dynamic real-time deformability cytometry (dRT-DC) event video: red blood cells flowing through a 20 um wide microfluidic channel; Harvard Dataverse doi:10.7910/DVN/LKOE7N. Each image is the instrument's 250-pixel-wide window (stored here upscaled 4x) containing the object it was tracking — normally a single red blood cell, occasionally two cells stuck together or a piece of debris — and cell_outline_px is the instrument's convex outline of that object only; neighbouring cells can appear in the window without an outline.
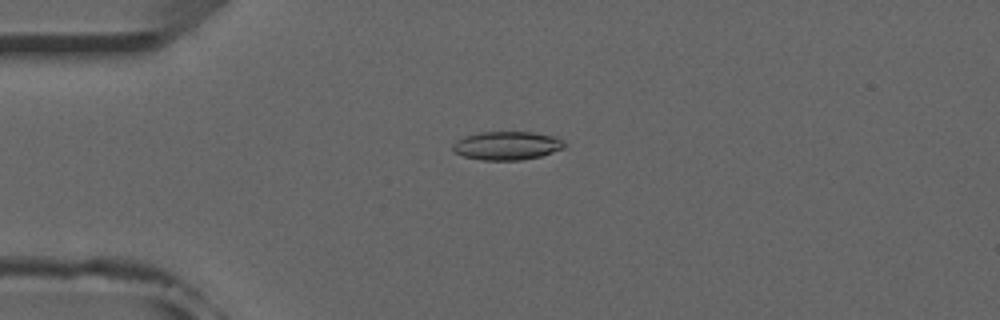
{"species": "common noctule bat (a hibernating species)", "species_latin": "Nyctalus noctula", "temperature_condition": "room temperature", "stored_images_in_passage": 46, "camera_frame_rate_fps": 3000, "um_per_image_px": 0.085, "animal": {"sex": "male", "forearm_length_mm": 52.5}, "frame": {"image": 1, "passage_image": 7, "time_ms": 2.0, "image_size_px": [1000, 320], "cell_outline_px": [[568, 144], [564, 148], [540, 156], [520, 160], [480, 160], [464, 156], [452, 152], [452, 144], [456, 140], [464, 136], [480, 132], [532, 132], [556, 136], [564, 140]], "centroid_in_image_um": [43.09, 12.37], "position_along_channel_um": 41.9, "area_um2": 18.79}}
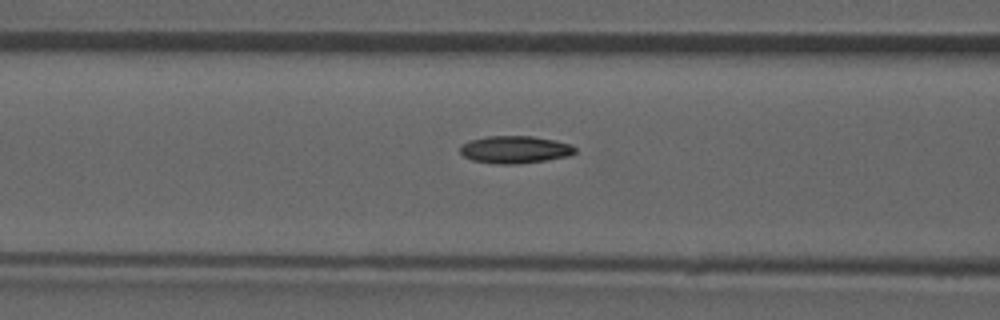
{"frame": {"image": 2, "passage_image": 15, "time_ms": 4.667, "image_size_px": [1000, 320], "cell_outline_px": [[576, 152], [568, 156], [544, 160], [516, 164], [500, 164], [472, 160], [464, 156], [460, 152], [460, 148], [464, 144], [472, 140], [488, 136], [532, 136], [556, 140], [572, 144], [576, 148]], "centroid_in_image_um": [43.81, 12.71], "position_along_channel_um": 122.8, "area_um2": 18.21}}
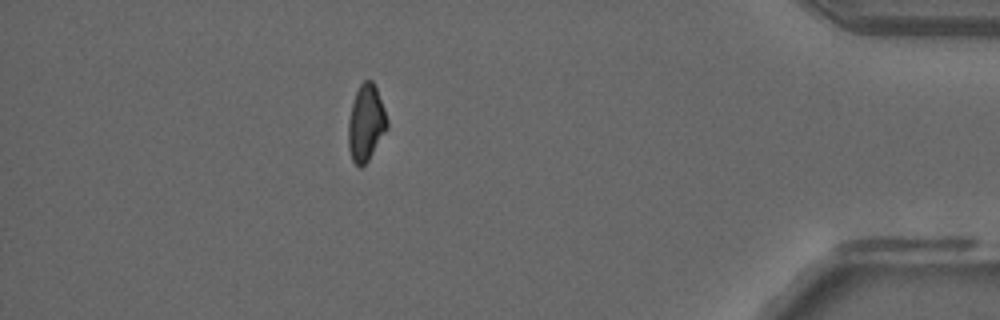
{"frame": {"image": 3, "passage_image": 40, "time_ms": 13.0, "image_size_px": [1000, 320], "cell_outline_px": [[388, 128], [368, 160], [360, 168], [352, 160], [348, 148], [348, 120], [352, 104], [356, 92], [360, 84], [364, 80], [372, 80], [376, 88], [384, 108], [388, 120]], "centroid_in_image_um": [31.1, 10.46], "position_along_channel_um": 404.1, "area_um2": 17.22}, "authors_computed_cell_mechanics": {"area_um2": 17.8313, "velocity_mm_per_s": 3.9482, "shape_relaxation_time_tau1_ms": 10.3495, "shape_relaxation_time_tau2_ms": 8.6633, "deformation_change_tau1": 0.2358, "deformation_change_tau2": 0.144}}